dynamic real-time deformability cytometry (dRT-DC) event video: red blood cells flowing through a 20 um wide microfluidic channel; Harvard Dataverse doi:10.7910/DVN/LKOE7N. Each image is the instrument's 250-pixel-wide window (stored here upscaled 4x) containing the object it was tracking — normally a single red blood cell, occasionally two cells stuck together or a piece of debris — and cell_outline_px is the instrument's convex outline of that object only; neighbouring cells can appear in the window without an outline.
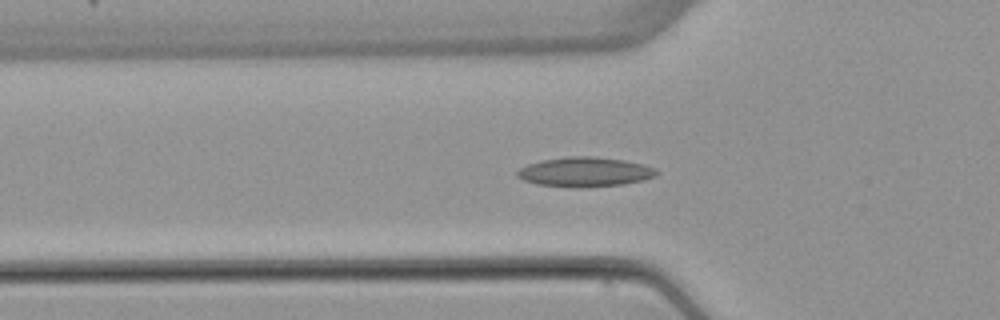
{"species": "common noctule bat (a hibernating species)", "species_latin": "Nyctalus noctula", "temperature_condition": "warm", "stored_images_in_passage": 43, "camera_frame_rate_fps": 3000, "um_per_image_px": 0.085, "animal": {"sex": "female", "body_mass_g": 22.7, "forearm_length_mm": 54.2}, "frame": {"image": 1, "passage_image": 14, "time_ms": 4.333, "image_size_px": [1000, 320], "cell_outline_px": [[660, 172], [656, 176], [644, 180], [624, 184], [580, 188], [572, 188], [536, 184], [524, 180], [516, 176], [516, 172], [520, 168], [528, 164], [540, 160], [568, 156], [596, 156], [624, 160], [644, 164], [656, 168]], "centroid_in_image_um": [49.73, 14.61], "position_along_channel_um": 76.1, "area_um2": 24.45}}
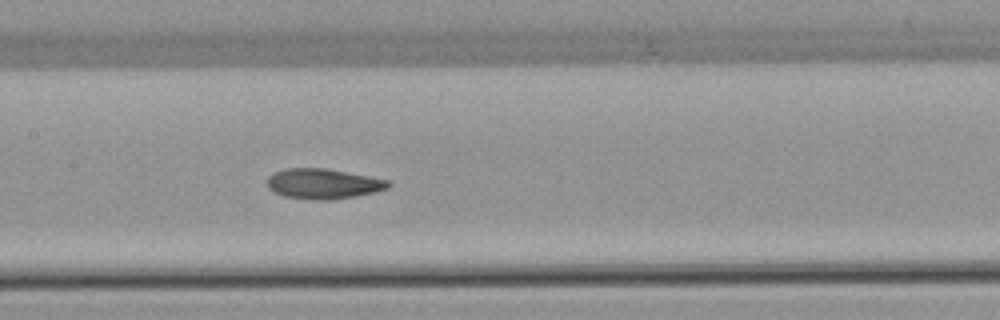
{"frame": {"image": 2, "passage_image": 22, "time_ms": 7.0, "image_size_px": [1000, 320], "cell_outline_px": [[392, 184], [388, 188], [356, 196], [332, 200], [312, 200], [284, 196], [268, 188], [268, 176], [272, 172], [284, 168], [324, 168], [368, 176], [388, 180]], "centroid_in_image_um": [27.44, 15.62], "position_along_channel_um": 180.0, "area_um2": 21.27}}
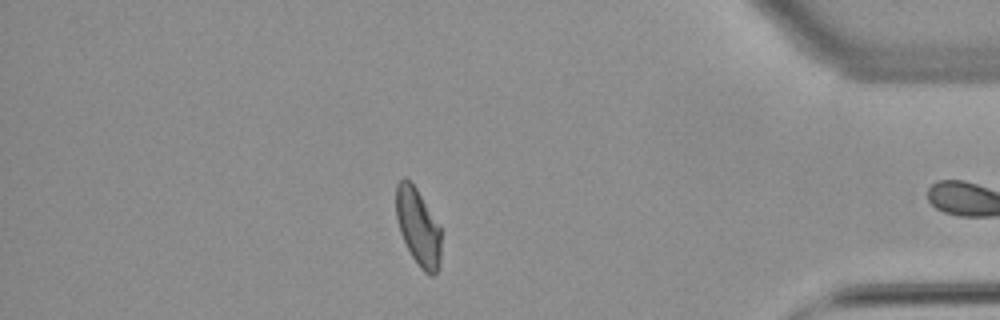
{"frame": {"image": 3, "passage_image": 42, "time_ms": 13.667, "image_size_px": [1000, 320], "cell_outline_px": [[440, 264], [436, 272], [432, 276], [428, 276], [420, 268], [412, 256], [400, 232], [396, 220], [396, 184], [404, 176], [416, 188], [440, 224]], "centroid_in_image_um": [35.54, 19.3], "position_along_channel_um": 399.7, "area_um2": 20.29}, "authors_computed_cell_mechanics": {"area_um2": 21.386, "velocity_mm_per_s": 3.8693, "shape_relaxation_time_tau1_ms": null, "shape_relaxation_time_tau2_ms": 2.2234, "deformation_change_tau1": null, "deformation_change_tau2": 0.0814}}